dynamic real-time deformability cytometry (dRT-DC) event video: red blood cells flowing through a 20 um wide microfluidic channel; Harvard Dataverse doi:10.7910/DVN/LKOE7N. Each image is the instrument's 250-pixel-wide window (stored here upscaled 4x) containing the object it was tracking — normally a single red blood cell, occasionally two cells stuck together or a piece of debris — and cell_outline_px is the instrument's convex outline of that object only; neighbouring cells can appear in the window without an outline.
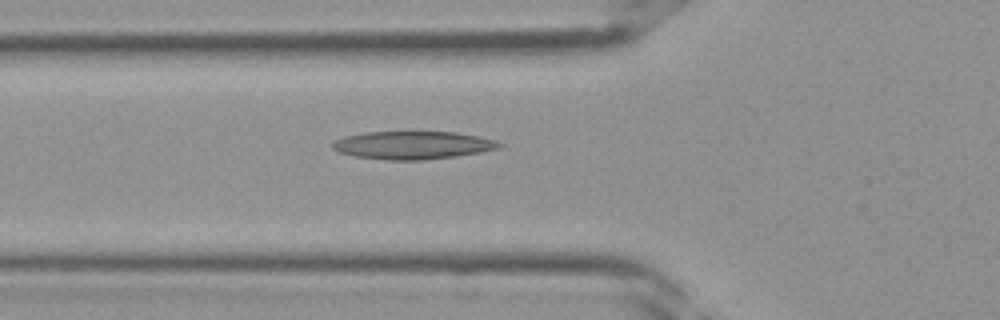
{"species": "Egyptian fruit bat (a non-hibernating species)", "species_latin": "Rousettus aegyptiacus", "temperature_condition": "room temperature", "stored_images_in_passage": 36, "camera_frame_rate_fps": 3000, "um_per_image_px": 0.085, "frame": {"image": 1, "passage_image": 13, "time_ms": 4.0, "image_size_px": [1000, 320], "cell_outline_px": [[504, 144], [500, 148], [480, 152], [456, 156], [420, 160], [384, 160], [356, 156], [340, 152], [332, 148], [332, 144], [336, 140], [344, 136], [364, 132], [456, 132], [480, 136], [496, 140]], "centroid_in_image_um": [35.12, 12.33], "position_along_channel_um": 90.7, "area_um2": 27.17}}
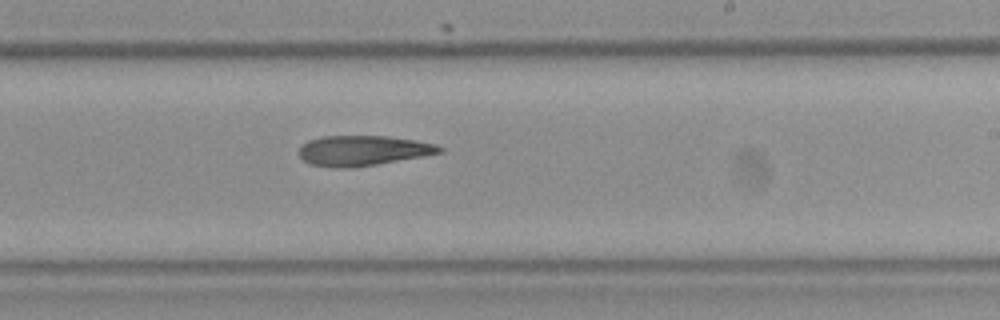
{"frame": {"image": 2, "passage_image": 22, "time_ms": 7.0, "image_size_px": [1000, 320], "cell_outline_px": [[444, 152], [424, 156], [352, 168], [332, 168], [308, 164], [300, 156], [300, 148], [308, 140], [324, 136], [388, 136], [416, 140], [436, 144], [444, 148]], "centroid_in_image_um": [30.87, 12.8], "position_along_channel_um": 258.1, "area_um2": 24.8}}
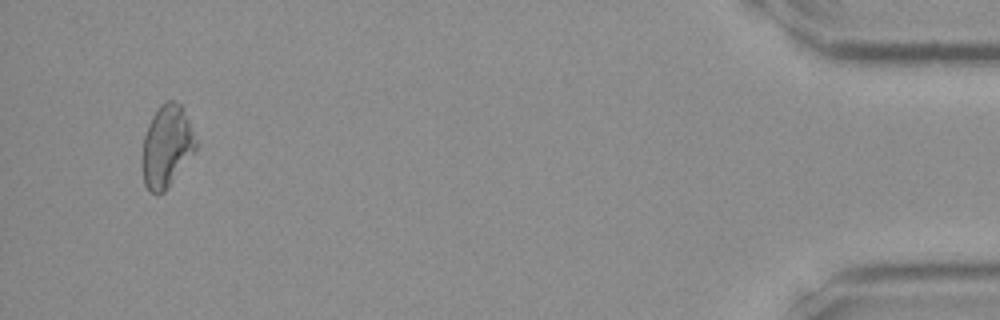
{"frame": {"image": 3, "passage_image": 35, "time_ms": 11.333, "image_size_px": [1000, 320], "cell_outline_px": [[196, 152], [164, 192], [156, 196], [148, 192], [144, 184], [140, 164], [144, 136], [148, 124], [152, 116], [160, 104], [168, 100], [172, 100], [180, 104], [188, 120], [196, 140]], "centroid_in_image_um": [14.13, 12.5], "position_along_channel_um": 421.1, "area_um2": 26.07}}